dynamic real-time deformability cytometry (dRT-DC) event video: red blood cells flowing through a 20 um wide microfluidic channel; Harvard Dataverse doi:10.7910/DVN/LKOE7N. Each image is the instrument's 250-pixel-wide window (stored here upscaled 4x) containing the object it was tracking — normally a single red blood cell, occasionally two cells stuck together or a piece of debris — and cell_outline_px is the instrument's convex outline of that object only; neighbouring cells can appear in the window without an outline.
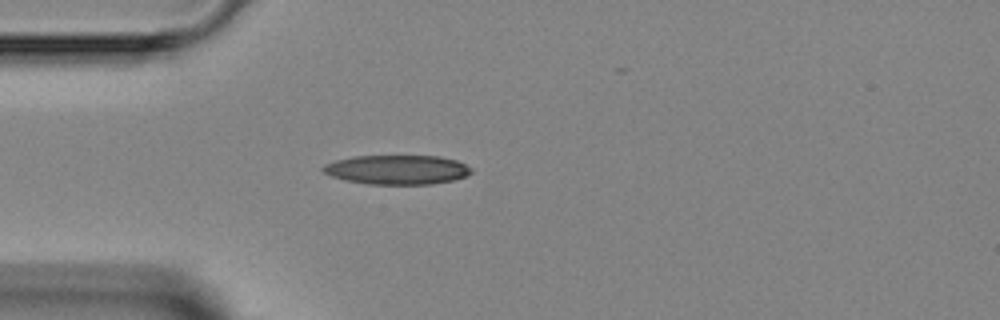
{"species": "Egyptian fruit bat (a non-hibernating species)", "species_latin": "Rousettus aegyptiacus", "temperature_condition": "room temperature", "stored_images_in_passage": 1, "camera_frame_rate_fps": 3000, "um_per_image_px": 0.085, "animal": {"sex": "female"}, "frame": {"image": 1, "passage_image": 1, "time_ms": 0.0, "image_size_px": [1000, 320], "cell_outline_px": [[472, 172], [468, 176], [452, 180], [432, 184], [368, 184], [344, 180], [332, 176], [324, 172], [320, 168], [324, 164], [336, 160], [352, 156], [440, 156], [456, 160], [472, 168]], "centroid_in_image_um": [33.75, 14.42], "position_along_channel_um": 51.3, "area_um2": 25.43}}